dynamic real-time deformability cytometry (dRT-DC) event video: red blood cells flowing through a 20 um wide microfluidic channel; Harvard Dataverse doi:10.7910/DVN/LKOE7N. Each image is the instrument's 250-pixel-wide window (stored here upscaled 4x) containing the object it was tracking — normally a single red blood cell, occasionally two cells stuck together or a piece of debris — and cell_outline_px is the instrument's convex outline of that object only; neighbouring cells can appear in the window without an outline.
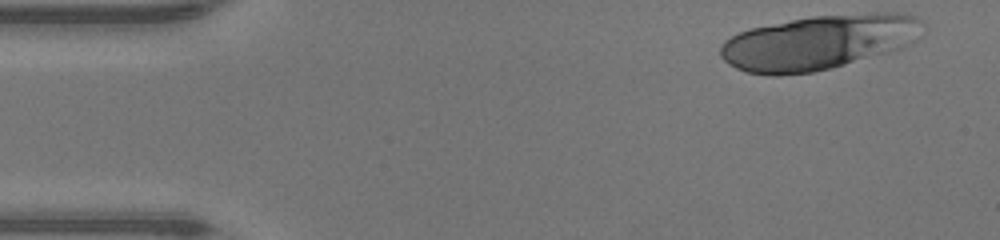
{"species": "human", "species_latin": "Homo sapiens", "temperature_condition": "warm", "stored_images_in_passage": 14, "camera_frame_rate_fps": 3000, "um_per_image_px": 0.085, "donor": {"sex": "male"}, "frame": {"image": 1, "passage_image": 1, "time_ms": 0.0, "image_size_px": [1000, 240], "cell_outline_px": [[924, 20], [916, 40], [900, 48], [888, 52], [832, 68], [812, 72], [776, 76], [772, 76], [748, 72], [736, 68], [728, 64], [720, 56], [720, 48], [724, 40], [740, 32], [752, 28], [812, 16], [872, 12], [896, 12], [916, 16]], "centroid_in_image_um": [69.6, 3.59], "position_along_channel_um": 15.4, "area_um2": 64.39}}
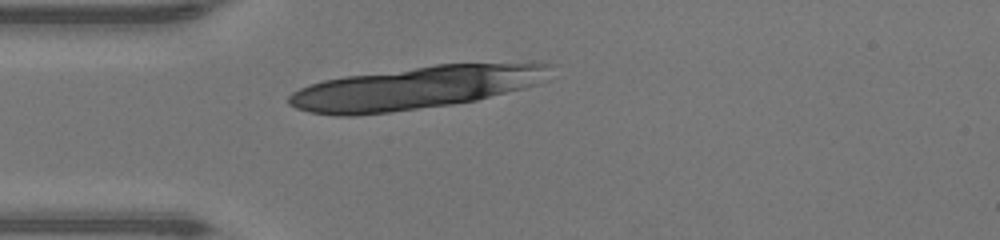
{"frame": {"image": 2, "passage_image": 10, "time_ms": 3.0, "image_size_px": [1000, 240], "cell_outline_px": [[552, 64], [548, 80], [524, 88], [476, 100], [452, 104], [356, 116], [336, 116], [308, 112], [296, 108], [288, 104], [288, 96], [292, 92], [308, 84], [324, 80], [344, 76], [436, 64]], "centroid_in_image_um": [35.24, 7.47], "position_along_channel_um": 49.8, "area_um2": 64.91}}